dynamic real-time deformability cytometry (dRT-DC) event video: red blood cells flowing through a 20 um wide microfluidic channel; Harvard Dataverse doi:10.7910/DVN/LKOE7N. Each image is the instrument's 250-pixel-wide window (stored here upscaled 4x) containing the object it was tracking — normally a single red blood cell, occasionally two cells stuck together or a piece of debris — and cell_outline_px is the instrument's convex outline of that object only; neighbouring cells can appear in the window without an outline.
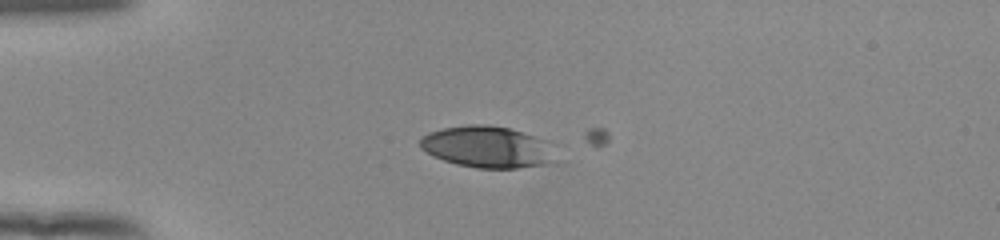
{"species": "human", "species_latin": "Homo sapiens", "temperature_condition": "room temperature", "stored_images_in_passage": 3, "camera_frame_rate_fps": 3000, "um_per_image_px": 0.085, "donor": {"sex": "female"}, "frame": {"image": 1, "passage_image": 1, "time_ms": 0.0, "image_size_px": [1000, 240], "cell_outline_px": [[548, 160], [544, 164], [516, 168], [476, 168], [456, 164], [444, 160], [420, 148], [420, 136], [428, 132], [444, 128], [468, 124], [484, 124], [508, 128], [548, 140]], "centroid_in_image_um": [41.3, 12.47], "position_along_channel_um": 43.7, "area_um2": 32.02}}